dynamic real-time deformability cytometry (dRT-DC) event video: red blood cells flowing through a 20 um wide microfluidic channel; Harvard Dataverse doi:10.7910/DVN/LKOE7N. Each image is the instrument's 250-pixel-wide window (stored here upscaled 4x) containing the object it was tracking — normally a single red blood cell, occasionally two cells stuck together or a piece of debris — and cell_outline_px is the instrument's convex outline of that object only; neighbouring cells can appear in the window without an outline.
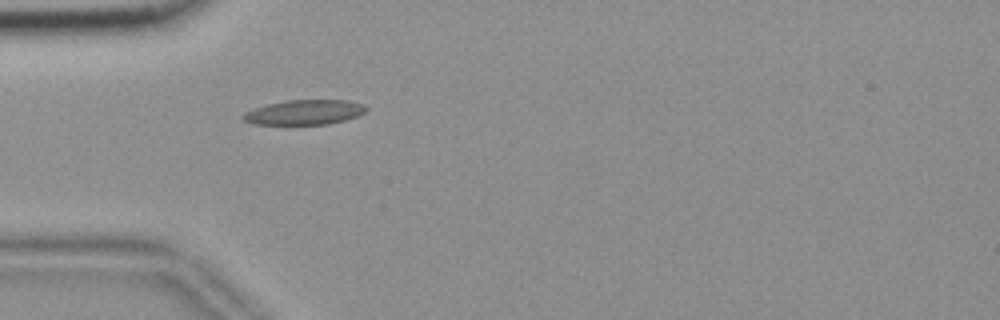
{"species": "common noctule bat (a hibernating species)", "species_latin": "Nyctalus noctula", "temperature_condition": "room temperature", "stored_images_in_passage": 4, "camera_frame_rate_fps": 3000, "um_per_image_px": 0.085, "animal": {"sex": "female", "body_mass_g": 18.4}, "frame": {"image": 1, "passage_image": 1, "time_ms": 0.0, "image_size_px": [1000, 320], "cell_outline_px": [[368, 108], [360, 116], [328, 124], [256, 124], [244, 120], [240, 116], [244, 112], [268, 104], [288, 100], [348, 100], [364, 104]], "centroid_in_image_um": [25.92, 9.54], "position_along_channel_um": 59.1, "area_um2": 17.74}}